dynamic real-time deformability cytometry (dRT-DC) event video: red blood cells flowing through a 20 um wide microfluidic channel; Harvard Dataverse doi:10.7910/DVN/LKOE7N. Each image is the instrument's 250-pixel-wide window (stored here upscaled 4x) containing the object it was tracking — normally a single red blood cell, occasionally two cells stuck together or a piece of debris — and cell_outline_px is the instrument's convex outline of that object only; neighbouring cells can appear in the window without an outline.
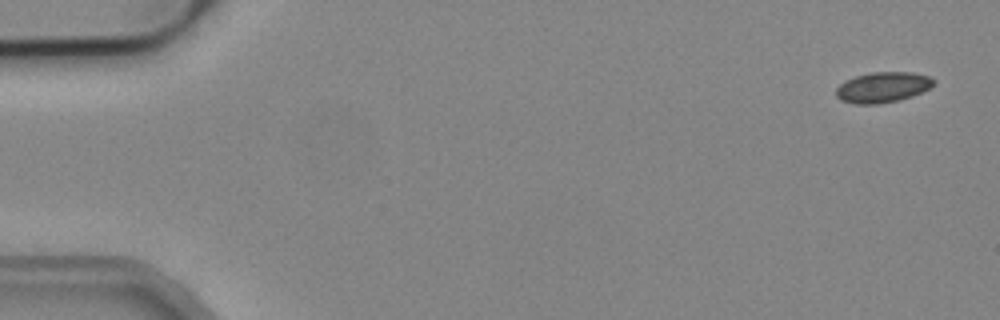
{"species": "common noctule bat (a hibernating species)", "species_latin": "Nyctalus noctula", "temperature_condition": "cold", "stored_images_in_passage": 5, "camera_frame_rate_fps": 3000, "um_per_image_px": 0.085, "animal": {"sex": "male", "body_mass_g": 19.2, "forearm_length_mm": 51.8}, "frame": {"image": 1, "passage_image": 1, "time_ms": 0.0, "image_size_px": [1000, 320], "cell_outline_px": [[936, 84], [912, 96], [896, 100], [876, 104], [856, 104], [840, 100], [836, 96], [836, 88], [840, 84], [856, 76], [872, 72], [912, 72], [932, 76], [936, 80]], "centroid_in_image_um": [75.06, 7.4], "position_along_channel_um": 9.9, "area_um2": 17.28}}